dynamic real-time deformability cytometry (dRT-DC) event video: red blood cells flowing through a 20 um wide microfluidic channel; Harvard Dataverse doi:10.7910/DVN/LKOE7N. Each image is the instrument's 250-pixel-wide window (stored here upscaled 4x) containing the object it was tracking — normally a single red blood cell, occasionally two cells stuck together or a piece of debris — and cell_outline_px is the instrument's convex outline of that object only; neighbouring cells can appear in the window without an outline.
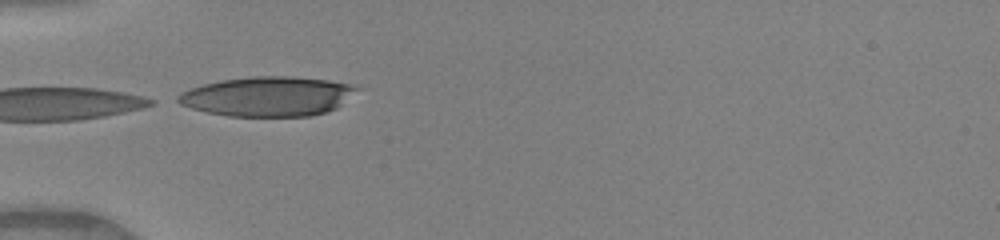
{"species": "human", "species_latin": "Homo sapiens", "temperature_condition": "warm", "stored_images_in_passage": 4, "camera_frame_rate_fps": 3000, "um_per_image_px": 0.085, "donor": {"sex": "female"}, "frame": {"image": 1, "passage_image": 1, "time_ms": 0.0, "image_size_px": [1000, 240], "cell_outline_px": [[360, 88], [336, 108], [324, 112], [308, 116], [228, 116], [208, 112], [192, 108], [180, 104], [172, 100], [180, 92], [204, 84], [220, 80], [252, 76], [288, 76], [328, 80], [348, 84]], "centroid_in_image_um": [22.7, 8.19], "position_along_channel_um": 62.3, "area_um2": 41.1}}